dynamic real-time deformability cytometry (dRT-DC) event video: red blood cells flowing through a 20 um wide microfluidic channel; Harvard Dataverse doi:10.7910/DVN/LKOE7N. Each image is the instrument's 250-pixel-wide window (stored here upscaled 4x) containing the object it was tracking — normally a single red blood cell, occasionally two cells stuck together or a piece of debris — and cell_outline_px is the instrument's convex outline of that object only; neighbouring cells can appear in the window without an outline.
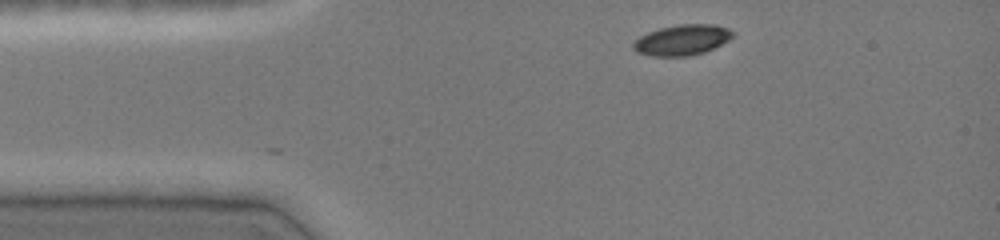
{"species": "common noctule bat (a hibernating species)", "species_latin": "Nyctalus noctula", "temperature_condition": "cold", "stored_images_in_passage": 2, "camera_frame_rate_fps": 3000, "um_per_image_px": 0.085, "animal": {"sex": "female", "body_mass_g": 19.0, "forearm_length_mm": 51.5}, "frame": {"image": 1, "passage_image": 2, "time_ms": 0.333, "image_size_px": [1000, 240], "cell_outline_px": [[732, 36], [728, 40], [704, 52], [688, 56], [652, 56], [636, 52], [632, 48], [632, 44], [640, 36], [648, 32], [660, 28], [680, 24], [716, 24], [728, 28], [732, 32]], "centroid_in_image_um": [57.94, 3.39], "position_along_channel_um": 27.1, "area_um2": 17.57}}